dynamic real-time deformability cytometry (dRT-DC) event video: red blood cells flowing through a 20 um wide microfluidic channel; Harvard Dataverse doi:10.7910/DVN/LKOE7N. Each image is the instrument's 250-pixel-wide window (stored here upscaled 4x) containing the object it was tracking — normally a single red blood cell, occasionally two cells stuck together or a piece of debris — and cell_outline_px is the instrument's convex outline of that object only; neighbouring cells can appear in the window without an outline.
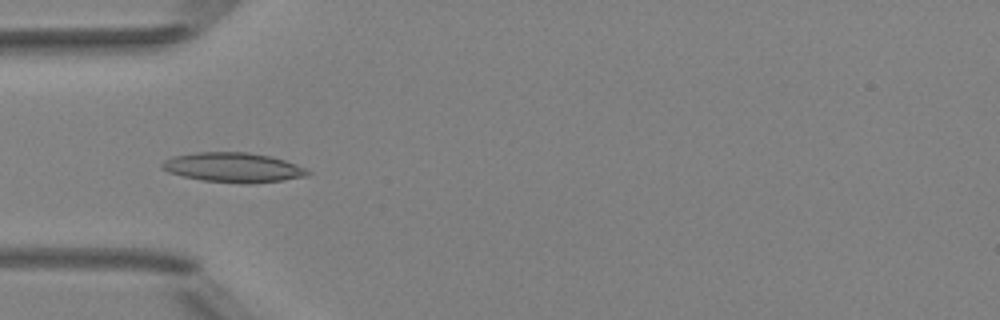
{"species": "Egyptian fruit bat (a non-hibernating species)", "species_latin": "Rousettus aegyptiacus", "temperature_condition": "room temperature", "stored_images_in_passage": 5, "camera_frame_rate_fps": 3000, "um_per_image_px": 0.085, "animal": {"sex": "female"}, "frame": {"image": 1, "passage_image": 3, "time_ms": 2.333, "image_size_px": [1000, 320], "cell_outline_px": [[312, 172], [308, 176], [284, 180], [204, 180], [184, 176], [168, 172], [160, 168], [160, 164], [164, 160], [172, 156], [196, 152], [248, 152], [268, 156], [284, 160], [296, 164]], "centroid_in_image_um": [19.77, 14.17], "position_along_channel_um": 65.2, "area_um2": 23.99}}
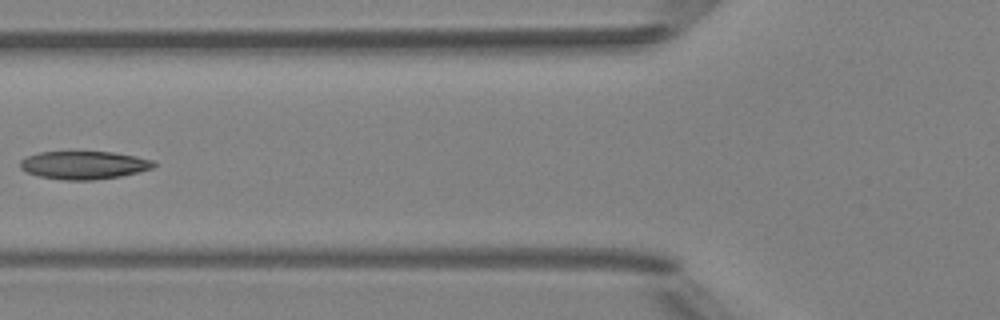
{"frame": {"image": 2, "passage_image": 4, "time_ms": 3.667, "image_size_px": [1000, 320], "cell_outline_px": [[156, 164], [152, 168], [120, 176], [92, 180], [64, 180], [40, 176], [28, 172], [20, 168], [20, 160], [28, 156], [40, 152], [112, 152], [136, 156], [152, 160]], "centroid_in_image_um": [7.12, 14.03], "position_along_channel_um": 118.7, "area_um2": 21.56}}
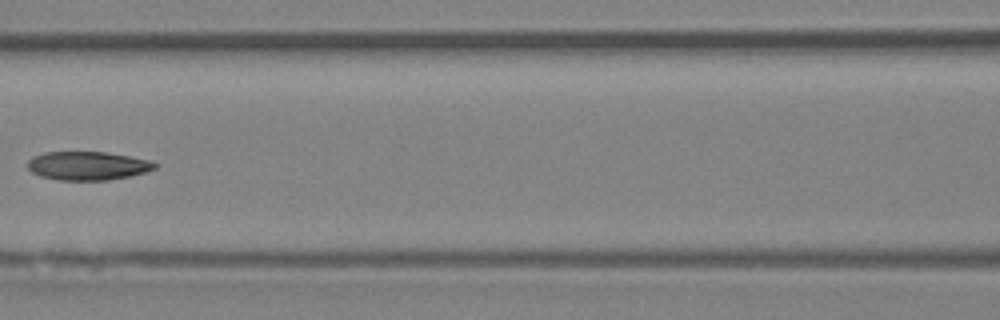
{"frame": {"image": 3, "passage_image": 5, "time_ms": 4.667, "image_size_px": [1000, 320], "cell_outline_px": [[160, 164], [156, 168], [144, 172], [128, 176], [108, 180], [56, 180], [40, 176], [32, 172], [28, 168], [28, 160], [32, 156], [44, 152], [104, 152], [128, 156], [148, 160]], "centroid_in_image_um": [7.42, 14.09], "position_along_channel_um": 159.2, "area_um2": 21.15}}